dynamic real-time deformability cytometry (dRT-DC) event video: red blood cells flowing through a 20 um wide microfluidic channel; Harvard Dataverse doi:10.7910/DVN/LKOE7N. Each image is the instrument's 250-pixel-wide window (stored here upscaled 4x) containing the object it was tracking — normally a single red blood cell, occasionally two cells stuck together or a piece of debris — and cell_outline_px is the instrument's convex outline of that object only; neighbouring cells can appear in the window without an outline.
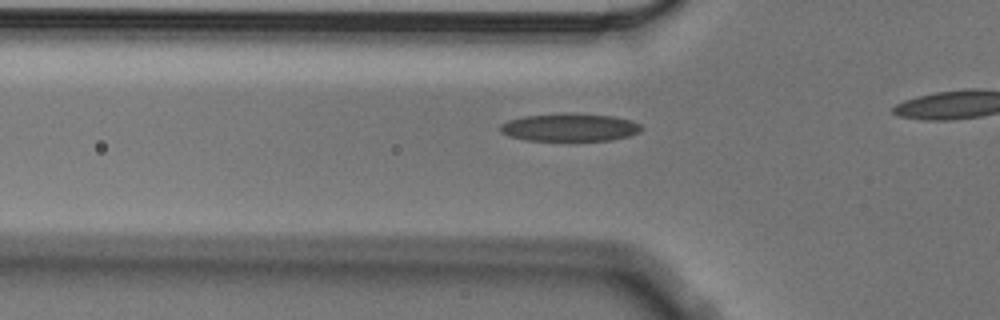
{"species": "Egyptian fruit bat (a non-hibernating species)", "species_latin": "Rousettus aegyptiacus", "temperature_condition": "cold", "stored_images_in_passage": 16, "camera_frame_rate_fps": 3000, "um_per_image_px": 0.085, "animal": {"sex": "male"}, "frame": {"image": 1, "passage_image": 10, "time_ms": 3.0, "image_size_px": [1000, 320], "cell_outline_px": [[644, 128], [640, 132], [628, 136], [612, 140], [572, 144], [528, 140], [508, 136], [500, 132], [500, 124], [508, 120], [524, 116], [572, 112], [612, 116], [632, 120], [640, 124]], "centroid_in_image_um": [48.44, 10.87], "position_along_channel_um": 77.4, "area_um2": 24.28}}
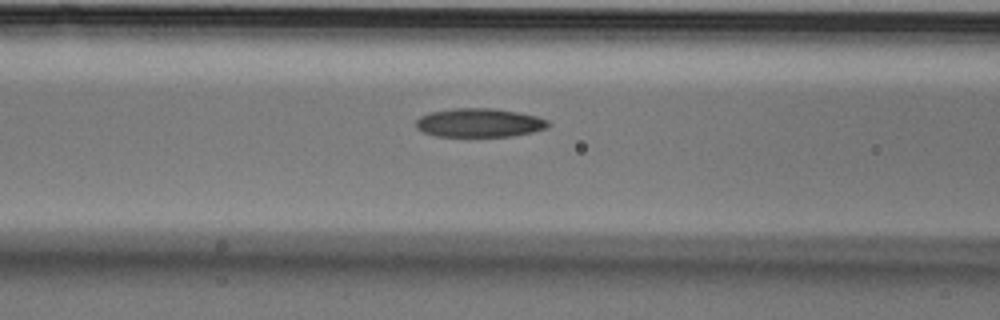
{"frame": {"image": 2, "passage_image": 14, "time_ms": 4.333, "image_size_px": [1000, 320], "cell_outline_px": [[552, 124], [548, 128], [532, 132], [512, 136], [436, 136], [424, 132], [416, 128], [416, 120], [420, 116], [428, 112], [456, 108], [492, 108], [516, 112], [536, 116], [548, 120]], "centroid_in_image_um": [40.75, 10.43], "position_along_channel_um": 125.9, "area_um2": 22.2}}